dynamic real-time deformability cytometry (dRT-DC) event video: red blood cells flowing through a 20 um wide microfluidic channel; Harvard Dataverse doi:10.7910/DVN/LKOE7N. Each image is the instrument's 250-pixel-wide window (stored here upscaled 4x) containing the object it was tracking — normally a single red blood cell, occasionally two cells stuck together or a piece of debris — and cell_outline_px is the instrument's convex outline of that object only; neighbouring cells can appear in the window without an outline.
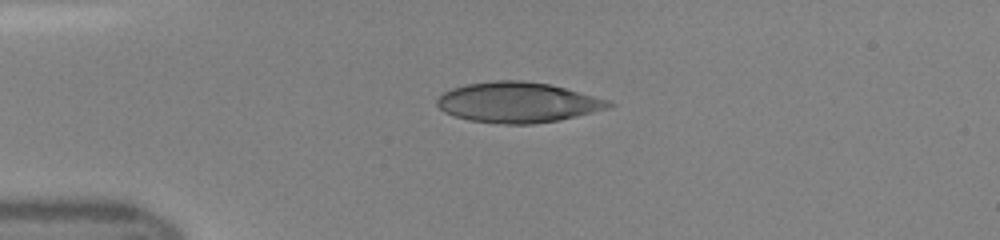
{"species": "human", "species_latin": "Homo sapiens", "temperature_condition": "room temperature", "stored_images_in_passage": 36, "camera_frame_rate_fps": 3000, "um_per_image_px": 0.085, "donor": {"sex": "female"}, "frame": {"image": 1, "passage_image": 1, "time_ms": 0.0, "image_size_px": [1000, 240], "cell_outline_px": [[616, 104], [608, 108], [560, 120], [532, 124], [496, 124], [468, 120], [444, 112], [436, 104], [436, 100], [444, 92], [452, 88], [468, 84], [496, 80], [524, 80], [548, 84], [564, 88], [608, 100]], "centroid_in_image_um": [43.98, 8.71], "position_along_channel_um": 41.0, "area_um2": 40.23}}
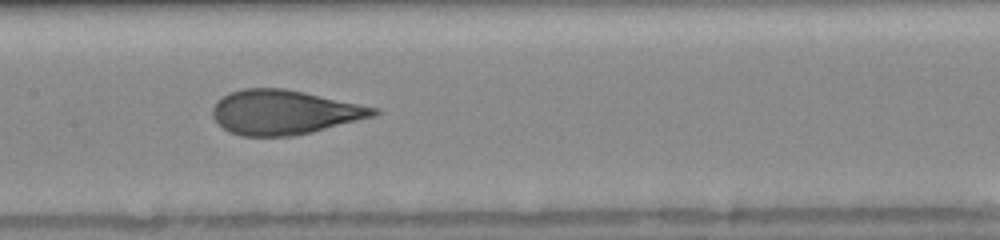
{"frame": {"image": 2, "passage_image": 13, "time_ms": 4.0, "image_size_px": [1000, 240], "cell_outline_px": [[380, 112], [376, 116], [312, 132], [292, 136], [240, 136], [224, 128], [212, 116], [212, 108], [216, 100], [228, 92], [244, 88], [284, 88], [304, 92], [380, 108]], "centroid_in_image_um": [24.17, 9.53], "position_along_channel_um": 183.2, "area_um2": 41.85}}
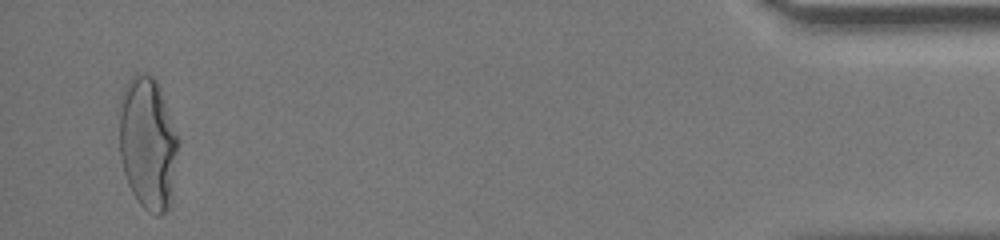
{"frame": {"image": 3, "passage_image": 35, "time_ms": 11.333, "image_size_px": [1000, 240], "cell_outline_px": [[176, 152], [172, 204], [168, 212], [160, 216], [156, 216], [148, 212], [140, 204], [132, 192], [128, 184], [124, 172], [120, 156], [120, 96], [128, 80], [136, 72], [152, 76], [156, 80], [176, 136]], "centroid_in_image_um": [12.53, 12.25], "position_along_channel_um": 422.7, "area_um2": 45.03}}